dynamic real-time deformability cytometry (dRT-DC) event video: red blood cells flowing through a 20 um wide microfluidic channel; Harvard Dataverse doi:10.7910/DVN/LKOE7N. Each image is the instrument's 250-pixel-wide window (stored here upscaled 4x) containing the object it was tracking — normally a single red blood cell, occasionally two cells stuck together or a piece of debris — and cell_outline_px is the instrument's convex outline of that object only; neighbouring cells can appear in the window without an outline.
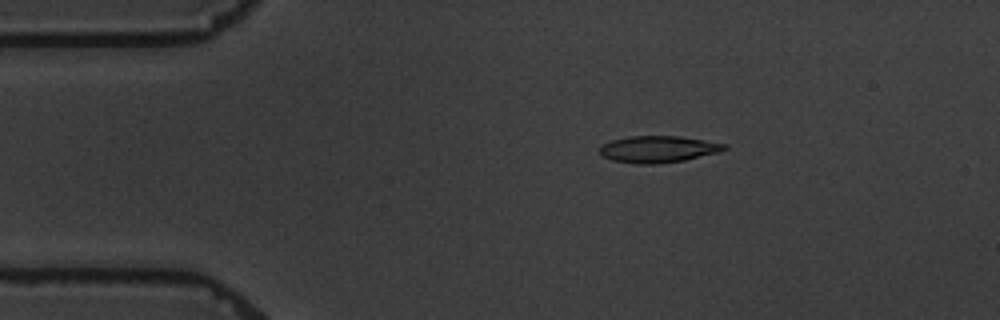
{"species": "common noctule bat (a hibernating species)", "species_latin": "Nyctalus noctula", "temperature_condition": "warm", "stored_images_in_passage": 5, "camera_frame_rate_fps": 3000, "um_per_image_px": 0.085, "animal": {"sex": "male", "body_mass_g": 19.5, "forearm_length_mm": 54.6}, "frame": {"image": 1, "passage_image": 3, "time_ms": 2.333, "image_size_px": [1000, 320], "cell_outline_px": [[728, 148], [720, 152], [684, 160], [656, 164], [636, 164], [612, 160], [600, 156], [600, 144], [612, 140], [628, 136], [680, 136], [728, 144]], "centroid_in_image_um": [55.93, 12.68], "position_along_channel_um": 29.1, "area_um2": 19.59}}
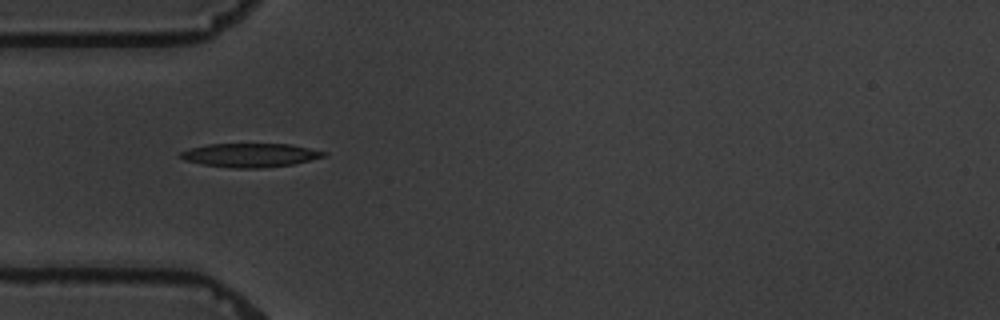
{"frame": {"image": 2, "passage_image": 5, "time_ms": 4.667, "image_size_px": [1000, 320], "cell_outline_px": [[328, 152], [324, 156], [292, 164], [260, 168], [232, 168], [204, 164], [184, 160], [180, 156], [180, 152], [188, 148], [208, 144], [292, 144]], "centroid_in_image_um": [21.25, 13.18], "position_along_channel_um": 63.8, "area_um2": 19.71}}